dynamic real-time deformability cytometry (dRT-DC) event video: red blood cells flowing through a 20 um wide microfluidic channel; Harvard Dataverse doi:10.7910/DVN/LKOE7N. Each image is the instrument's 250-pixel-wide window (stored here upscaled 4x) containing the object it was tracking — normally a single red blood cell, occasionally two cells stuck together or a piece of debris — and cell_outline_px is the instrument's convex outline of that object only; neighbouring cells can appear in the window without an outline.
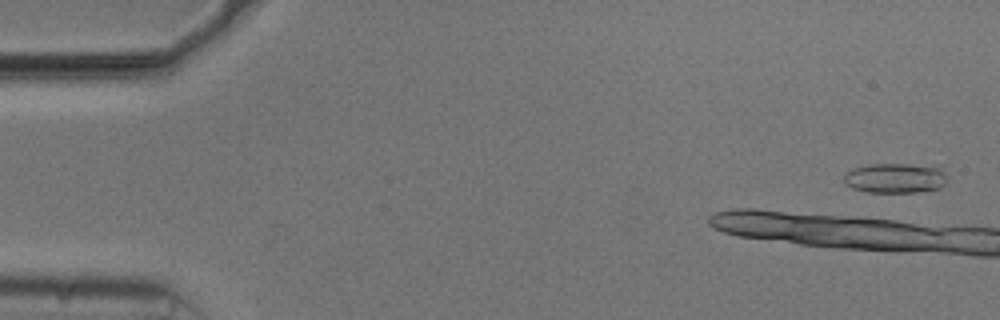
{"species": "common noctule bat (a hibernating species)", "species_latin": "Nyctalus noctula", "temperature_condition": "cold", "stored_images_in_passage": 5, "camera_frame_rate_fps": 3000, "um_per_image_px": 0.085, "animal": {"sex": "male", "body_mass_g": 20.5, "forearm_length_mm": 52.5}, "frame": {"image": 1, "passage_image": 2, "time_ms": 0.333, "image_size_px": [1000, 320], "cell_outline_px": [[948, 180], [940, 188], [916, 192], [868, 192], [852, 188], [844, 184], [844, 176], [848, 172], [856, 168], [868, 164], [940, 164], [948, 176]], "centroid_in_image_um": [76.2, 15.11], "position_along_channel_um": 8.8, "area_um2": 18.5}}